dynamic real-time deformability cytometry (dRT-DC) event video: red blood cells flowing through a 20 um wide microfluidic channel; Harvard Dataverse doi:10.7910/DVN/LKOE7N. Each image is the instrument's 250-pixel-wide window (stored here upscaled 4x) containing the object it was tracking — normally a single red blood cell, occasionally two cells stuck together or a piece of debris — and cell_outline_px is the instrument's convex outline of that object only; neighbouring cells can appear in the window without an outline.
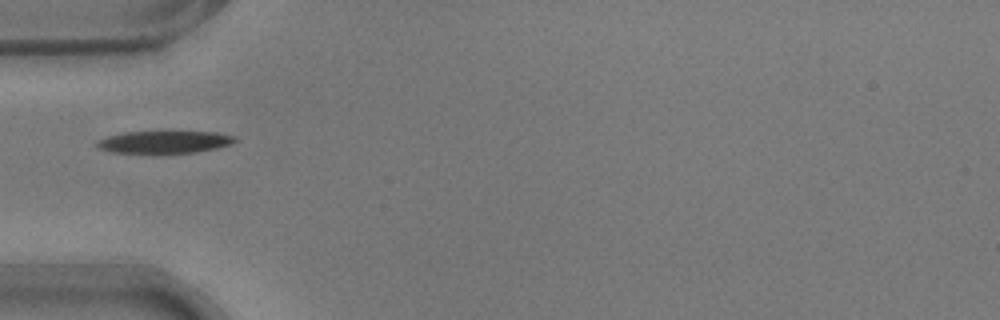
{"species": "common noctule bat (a hibernating species)", "species_latin": "Nyctalus noctula", "temperature_condition": "warm", "stored_images_in_passage": 21, "camera_frame_rate_fps": 3000, "um_per_image_px": 0.085, "animal": {"sex": "male", "body_mass_g": 17.9}, "frame": {"image": 1, "passage_image": 1, "time_ms": 0.0, "image_size_px": [1000, 320], "cell_outline_px": [[236, 140], [232, 144], [216, 148], [196, 152], [112, 152], [100, 148], [96, 144], [96, 140], [108, 136], [124, 132], [160, 128], [216, 132], [236, 136]], "centroid_in_image_um": [14.01, 11.99], "position_along_channel_um": 71.0, "area_um2": 18.9}}
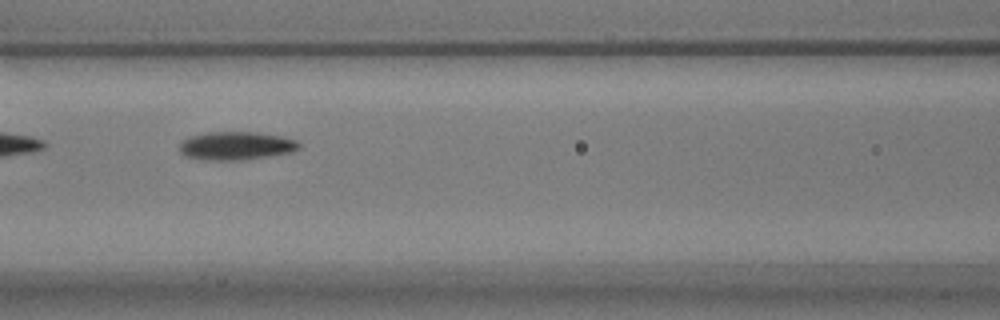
{"frame": {"image": 2, "passage_image": 7, "time_ms": 2.0, "image_size_px": [1000, 320], "cell_outline_px": [[300, 148], [292, 152], [268, 156], [240, 160], [204, 160], [184, 156], [180, 152], [180, 144], [184, 140], [192, 136], [208, 132], [256, 132], [280, 136], [296, 140], [300, 144]], "centroid_in_image_um": [20.07, 12.4], "position_along_channel_um": 146.5, "area_um2": 19.59}}
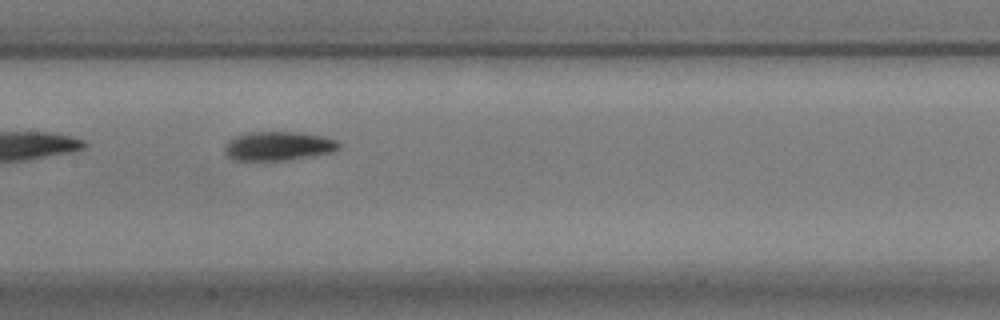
{"frame": {"image": 3, "passage_image": 10, "time_ms": 3.0, "image_size_px": [1000, 320], "cell_outline_px": [[340, 148], [332, 152], [288, 160], [232, 160], [224, 152], [224, 148], [228, 140], [236, 136], [248, 132], [300, 132], [320, 136], [336, 140], [340, 144]], "centroid_in_image_um": [23.63, 12.41], "position_along_channel_um": 183.8, "area_um2": 19.25}}